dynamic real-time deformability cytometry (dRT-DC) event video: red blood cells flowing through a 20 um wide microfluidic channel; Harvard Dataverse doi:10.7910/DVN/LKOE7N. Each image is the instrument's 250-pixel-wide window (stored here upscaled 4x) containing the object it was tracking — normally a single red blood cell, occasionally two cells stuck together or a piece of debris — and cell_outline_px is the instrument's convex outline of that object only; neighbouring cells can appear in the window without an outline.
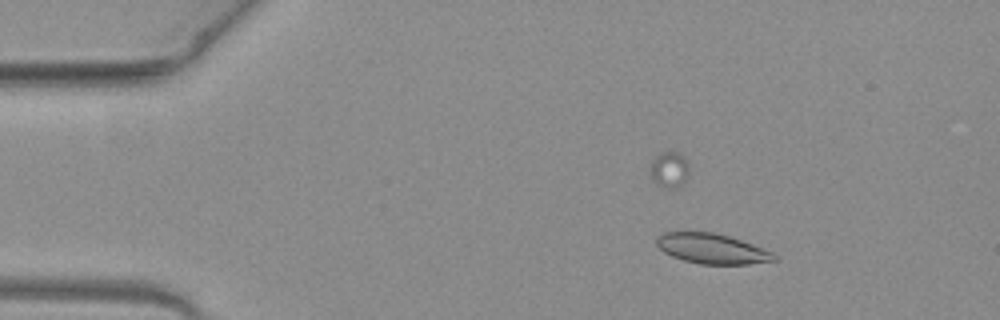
{"species": "common noctule bat (a hibernating species)", "species_latin": "Nyctalus noctula", "temperature_condition": "warm", "stored_images_in_passage": 45, "camera_frame_rate_fps": 3000, "um_per_image_px": 0.085, "animal": {"sex": "female", "body_mass_g": 19.3, "forearm_length_mm": 54.1}, "frame": {"image": 1, "passage_image": 2, "time_ms": 0.333, "image_size_px": [1000, 320], "cell_outline_px": [[776, 260], [748, 264], [700, 264], [684, 260], [672, 256], [664, 252], [656, 244], [656, 236], [664, 232], [712, 232], [728, 236], [752, 244], [772, 252], [776, 256]], "centroid_in_image_um": [60.48, 21.13], "position_along_channel_um": 24.5, "area_um2": 20.4}}
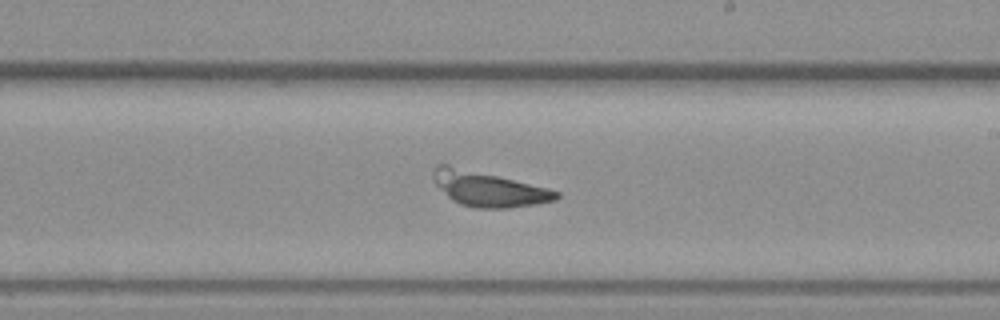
{"frame": {"image": 2, "passage_image": 24, "time_ms": 7.667, "image_size_px": [1000, 320], "cell_outline_px": [[560, 196], [556, 200], [536, 204], [508, 208], [476, 208], [460, 204], [452, 200], [432, 180], [432, 172], [436, 164], [448, 164], [548, 188], [560, 192]], "centroid_in_image_um": [41.5, 16.05], "position_along_channel_um": 247.5, "area_um2": 24.91}}
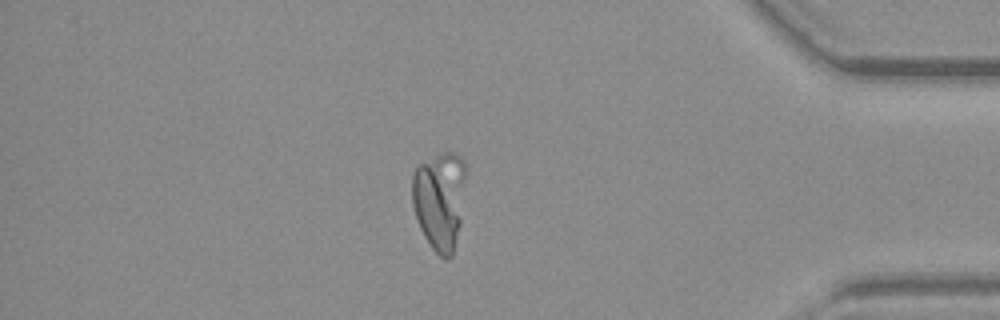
{"frame": {"image": 3, "passage_image": 38, "time_ms": 12.333, "image_size_px": [1000, 320], "cell_outline_px": [[464, 180], [460, 224], [452, 256], [448, 260], [444, 260], [432, 248], [424, 236], [420, 228], [412, 204], [412, 172], [420, 164], [440, 152], [452, 152], [460, 156], [464, 160]], "centroid_in_image_um": [37.35, 17.02], "position_along_channel_um": 397.9, "area_um2": 30.69}}